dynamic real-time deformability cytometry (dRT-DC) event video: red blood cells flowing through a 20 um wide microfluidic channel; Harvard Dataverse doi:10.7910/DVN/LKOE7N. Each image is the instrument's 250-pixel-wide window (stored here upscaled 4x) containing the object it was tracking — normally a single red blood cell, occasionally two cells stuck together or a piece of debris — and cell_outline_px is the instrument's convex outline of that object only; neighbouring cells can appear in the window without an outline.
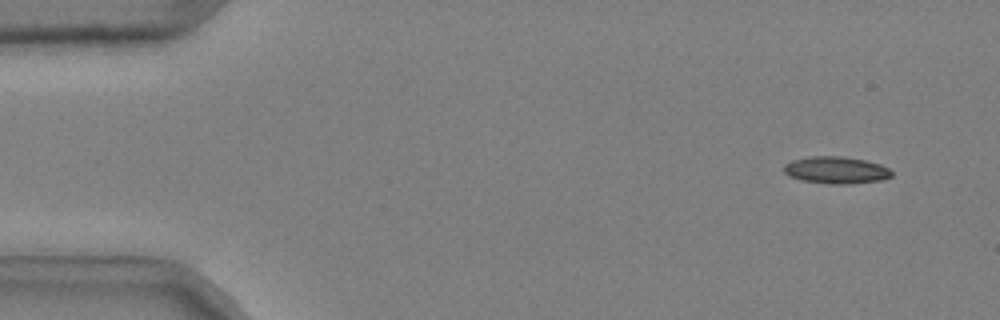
{"species": "common noctule bat (a hibernating species)", "species_latin": "Nyctalus noctula", "temperature_condition": "cold", "stored_images_in_passage": 51, "camera_frame_rate_fps": 3000, "um_per_image_px": 0.085, "animal": {"sex": "male", "body_mass_g": 20.4}, "frame": {"image": 1, "passage_image": 4, "time_ms": 1.0, "image_size_px": [1000, 320], "cell_outline_px": [[892, 176], [880, 180], [852, 184], [832, 184], [800, 180], [788, 176], [784, 172], [784, 164], [792, 160], [808, 156], [844, 156], [864, 160], [880, 164], [888, 168], [892, 172]], "centroid_in_image_um": [71.04, 14.45], "position_along_channel_um": 14.0, "area_um2": 17.11}}
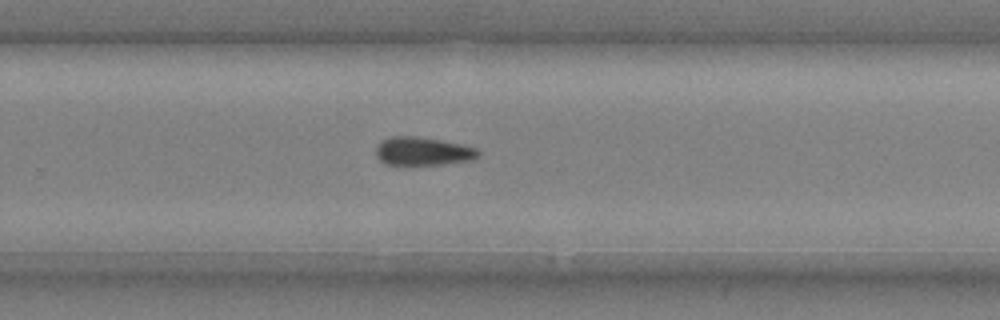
{"frame": {"image": 2, "passage_image": 35, "time_ms": 11.333, "image_size_px": [1000, 320], "cell_outline_px": [[480, 156], [472, 160], [436, 164], [396, 168], [384, 164], [376, 156], [376, 144], [388, 136], [416, 136], [440, 140], [460, 144], [476, 148], [480, 152]], "centroid_in_image_um": [35.84, 12.89], "position_along_channel_um": 294.0, "area_um2": 17.57}}
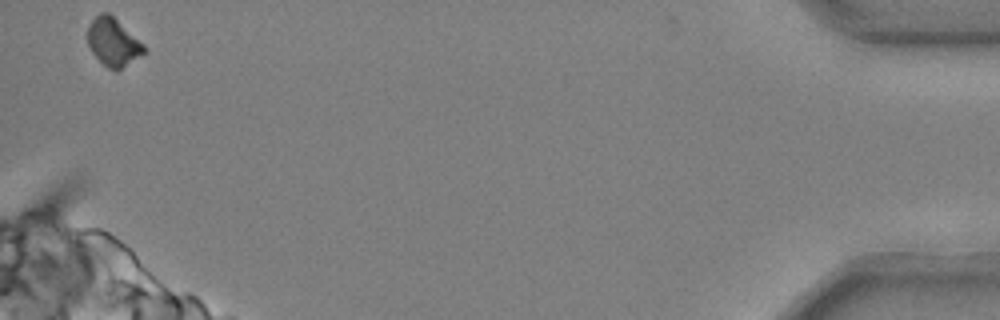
{"frame": {"image": 3, "passage_image": 51, "time_ms": 16.667, "image_size_px": [1000, 320], "cell_outline_px": [[144, 52], [116, 72], [108, 68], [92, 52], [88, 44], [88, 24], [100, 12], [108, 12], [144, 44]], "centroid_in_image_um": [9.59, 3.56], "position_along_channel_um": 425.6, "area_um2": 15.37}}